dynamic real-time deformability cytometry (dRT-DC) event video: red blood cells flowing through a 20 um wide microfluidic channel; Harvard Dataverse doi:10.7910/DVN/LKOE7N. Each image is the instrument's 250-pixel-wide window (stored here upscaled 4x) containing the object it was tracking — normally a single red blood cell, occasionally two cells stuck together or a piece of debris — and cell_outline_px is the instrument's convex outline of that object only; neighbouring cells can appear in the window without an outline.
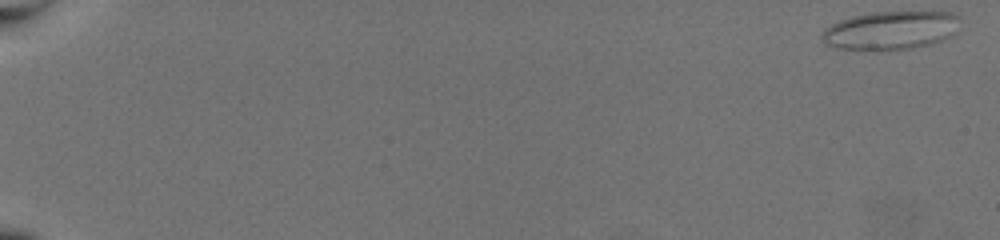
{"species": "common noctule bat (a hibernating species)", "species_latin": "Nyctalus noctula", "temperature_condition": "warm", "stored_images_in_passage": 48, "camera_frame_rate_fps": 3000, "um_per_image_px": 0.085, "animal": {"sex": "female", "body_mass_g": 19.5, "forearm_length_mm": 54.1}, "frame": {"image": 1, "passage_image": 1, "time_ms": 0.0, "image_size_px": [1000, 240], "cell_outline_px": [[960, 16], [952, 36], [944, 40], [932, 44], [912, 48], [876, 52], [872, 52], [836, 48], [824, 44], [820, 36], [824, 28], [840, 20], [852, 16], [872, 12], [952, 12]], "centroid_in_image_um": [75.65, 2.61], "position_along_channel_um": 9.4, "area_um2": 31.62}}
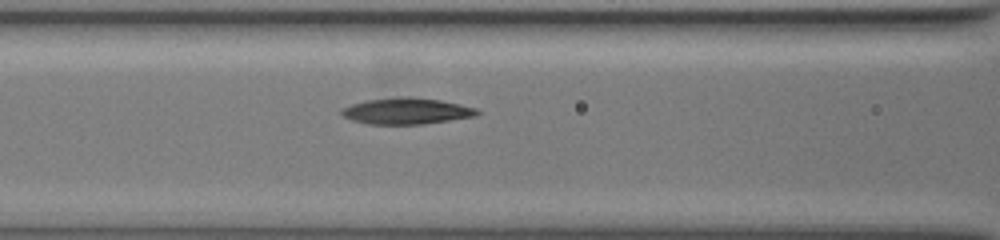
{"frame": {"image": 2, "passage_image": 29, "time_ms": 9.333, "image_size_px": [1000, 240], "cell_outline_px": [[480, 112], [476, 116], [424, 124], [368, 124], [352, 120], [344, 116], [340, 112], [340, 108], [352, 104], [368, 100], [396, 96], [408, 96], [440, 100], [460, 104], [476, 108]], "centroid_in_image_um": [34.54, 9.43], "position_along_channel_um": 132.1, "area_um2": 20.81}}
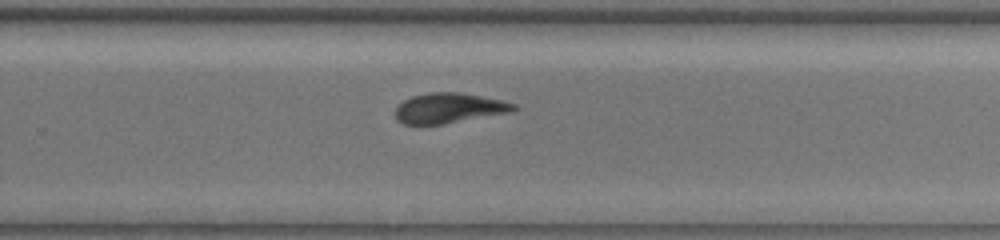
{"frame": {"image": 3, "passage_image": 42, "time_ms": 13.667, "image_size_px": [1000, 240], "cell_outline_px": [[516, 108], [512, 112], [444, 124], [400, 124], [396, 120], [396, 108], [404, 100], [412, 96], [428, 92], [460, 92], [500, 100], [516, 104]], "centroid_in_image_um": [38.15, 9.19], "position_along_channel_um": 291.7, "area_um2": 20.75}, "authors_computed_cell_mechanics": {"area_um2": 20.9525, "velocity_mm_per_s": 3.6943, "shape_relaxation_time_tau1_ms": 3.5002, "shape_relaxation_time_tau2_ms": 6.2923, "deformation_change_tau1": 0.1299, "deformation_change_tau2": 0.1772}}